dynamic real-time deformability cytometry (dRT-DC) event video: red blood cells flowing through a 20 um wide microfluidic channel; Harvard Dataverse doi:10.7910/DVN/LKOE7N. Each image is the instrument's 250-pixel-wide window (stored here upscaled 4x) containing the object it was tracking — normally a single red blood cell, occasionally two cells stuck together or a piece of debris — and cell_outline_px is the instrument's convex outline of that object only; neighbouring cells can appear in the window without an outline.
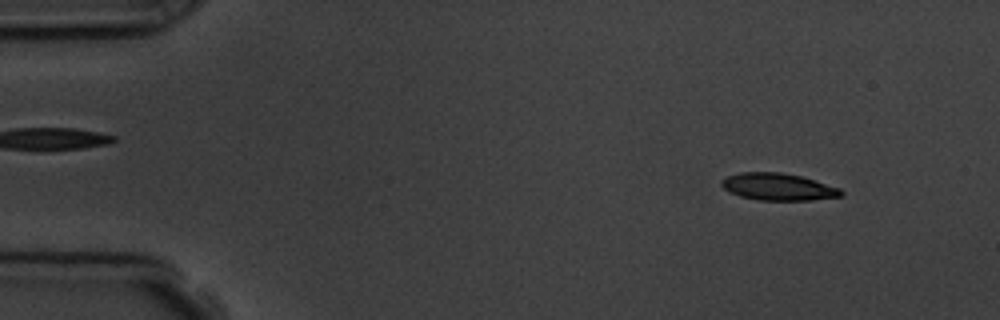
{"species": "common noctule bat (a hibernating species)", "species_latin": "Nyctalus noctula", "temperature_condition": "room temperature", "stored_images_in_passage": 5, "camera_frame_rate_fps": 3000, "um_per_image_px": 0.085, "animal": {"sex": "male", "body_mass_g": 19.5, "forearm_length_mm": 54.6}, "frame": {"image": 1, "passage_image": 1, "time_ms": 0.0, "image_size_px": [1000, 320], "cell_outline_px": [[844, 192], [840, 196], [812, 200], [760, 200], [740, 196], [728, 192], [720, 184], [720, 180], [728, 176], [740, 172], [780, 172], [800, 176], [840, 188]], "centroid_in_image_um": [66.1, 15.88], "position_along_channel_um": 18.9, "area_um2": 18.79}}
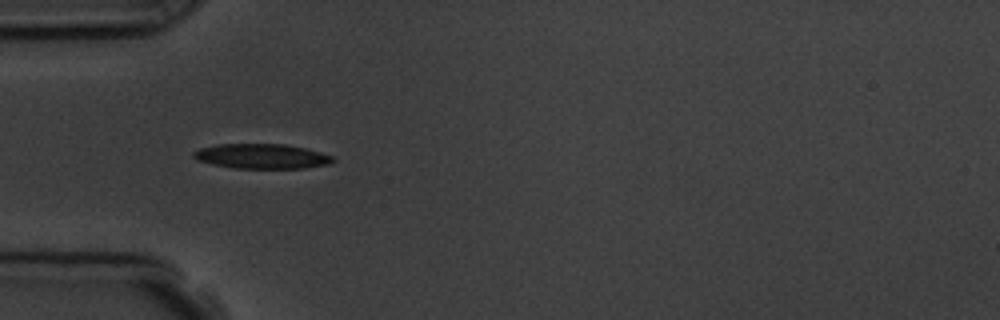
{"frame": {"image": 2, "passage_image": 4, "time_ms": 3.667, "image_size_px": [1000, 320], "cell_outline_px": [[336, 160], [328, 164], [304, 168], [232, 168], [212, 164], [196, 160], [192, 156], [192, 152], [200, 148], [216, 144], [284, 144], [304, 148], [320, 152], [332, 156]], "centroid_in_image_um": [22.2, 13.28], "position_along_channel_um": 62.8, "area_um2": 20.17}}